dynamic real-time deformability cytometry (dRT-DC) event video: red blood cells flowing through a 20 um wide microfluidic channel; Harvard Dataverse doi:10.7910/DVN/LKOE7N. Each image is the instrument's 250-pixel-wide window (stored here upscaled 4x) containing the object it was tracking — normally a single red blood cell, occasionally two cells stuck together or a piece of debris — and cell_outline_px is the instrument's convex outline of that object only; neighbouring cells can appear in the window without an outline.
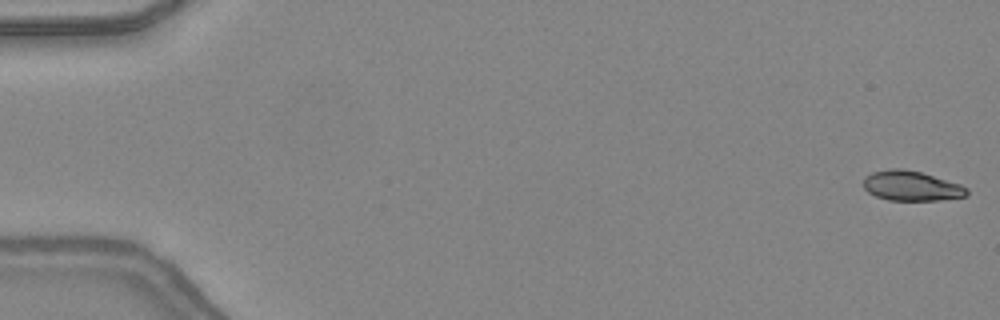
{"species": "common noctule bat (a hibernating species)", "species_latin": "Nyctalus noctula", "temperature_condition": "warm", "stored_images_in_passage": 48, "camera_frame_rate_fps": 3000, "um_per_image_px": 0.085, "animal": {"sex": "female", "body_mass_g": 24.6, "forearm_length_mm": 56.2}, "frame": {"image": 1, "passage_image": 1, "time_ms": 0.0, "image_size_px": [1000, 320], "cell_outline_px": [[968, 196], [940, 200], [888, 200], [876, 196], [868, 192], [864, 188], [864, 180], [872, 172], [888, 168], [900, 168], [920, 172], [960, 184], [968, 188]], "centroid_in_image_um": [77.48, 15.8], "position_along_channel_um": 7.5, "area_um2": 17.92}}
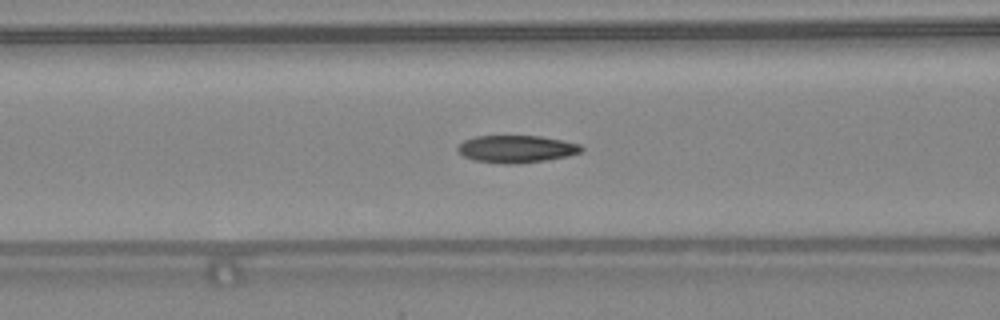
{"frame": {"image": 2, "passage_image": 20, "time_ms": 6.333, "image_size_px": [1000, 320], "cell_outline_px": [[584, 148], [580, 152], [568, 156], [544, 160], [516, 164], [504, 164], [472, 160], [464, 156], [456, 148], [464, 140], [476, 136], [540, 136], [564, 140], [580, 144]], "centroid_in_image_um": [43.9, 12.66], "position_along_channel_um": 122.7, "area_um2": 19.71}}
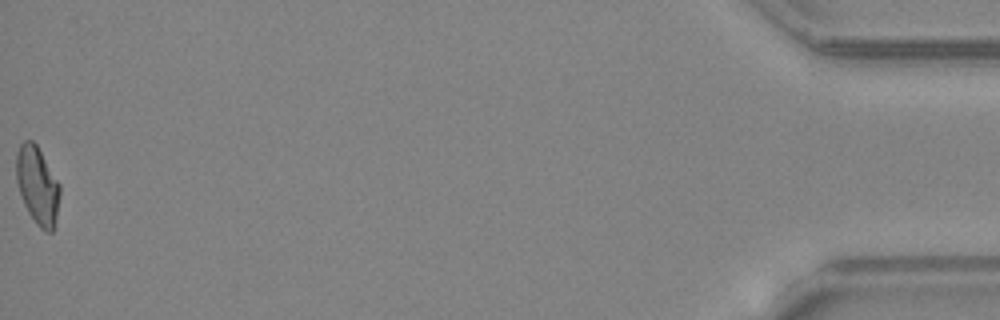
{"frame": {"image": 3, "passage_image": 48, "time_ms": 15.667, "image_size_px": [1000, 320], "cell_outline_px": [[60, 196], [56, 220], [52, 232], [44, 232], [36, 224], [28, 212], [24, 204], [16, 180], [16, 152], [20, 144], [24, 140], [32, 140], [36, 144], [60, 184]], "centroid_in_image_um": [3.18, 15.77], "position_along_channel_um": 432.0, "area_um2": 19.83}, "authors_computed_cell_mechanics": {"area_um2": 19.7098, "velocity_mm_per_s": 4.3901, "shape_relaxation_time_tau1_ms": 10.4892, "shape_relaxation_time_tau2_ms": 2.3517, "deformation_change_tau1": 0.2682, "deformation_change_tau2": 0.0892}}